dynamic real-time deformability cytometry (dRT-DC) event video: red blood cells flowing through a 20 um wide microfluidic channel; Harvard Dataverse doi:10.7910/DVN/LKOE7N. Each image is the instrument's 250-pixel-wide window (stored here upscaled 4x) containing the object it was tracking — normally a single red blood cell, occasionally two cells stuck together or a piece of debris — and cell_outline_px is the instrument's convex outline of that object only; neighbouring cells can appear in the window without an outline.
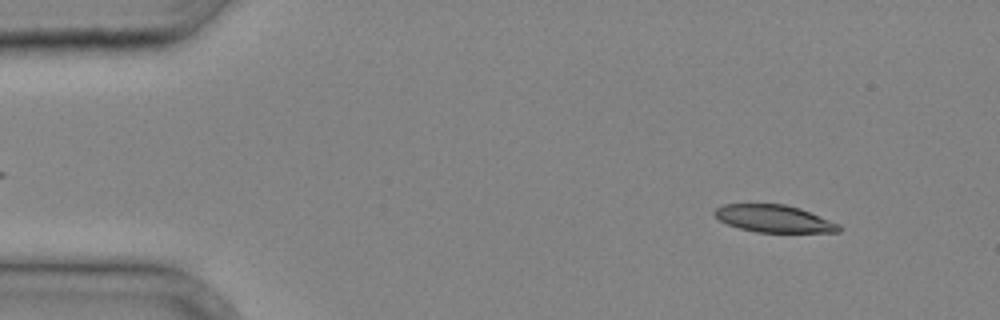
{"species": "common noctule bat (a hibernating species)", "species_latin": "Nyctalus noctula", "temperature_condition": "cold", "stored_images_in_passage": 35, "camera_frame_rate_fps": 3000, "um_per_image_px": 0.085, "animal": {"sex": "male", "body_mass_g": 20.4}, "frame": {"image": 1, "passage_image": 3, "time_ms": 0.667, "image_size_px": [1000, 320], "cell_outline_px": [[840, 232], [756, 232], [740, 228], [728, 224], [720, 220], [712, 212], [716, 208], [724, 204], [784, 204], [800, 208], [840, 224]], "centroid_in_image_um": [65.79, 18.58], "position_along_channel_um": 19.2, "area_um2": 19.65}}
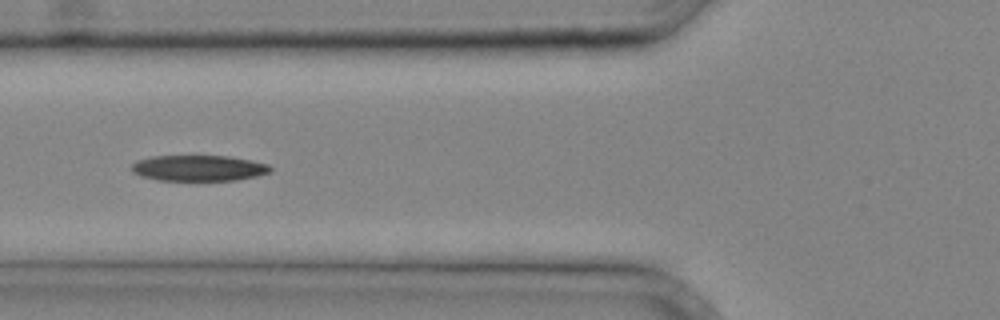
{"frame": {"image": 2, "passage_image": 13, "time_ms": 4.0, "image_size_px": [1000, 320], "cell_outline_px": [[272, 172], [256, 176], [236, 180], [156, 180], [140, 176], [132, 172], [132, 164], [136, 160], [152, 156], [228, 156], [252, 160], [268, 164], [272, 168]], "centroid_in_image_um": [16.88, 14.28], "position_along_channel_um": 108.9, "area_um2": 20.98}}
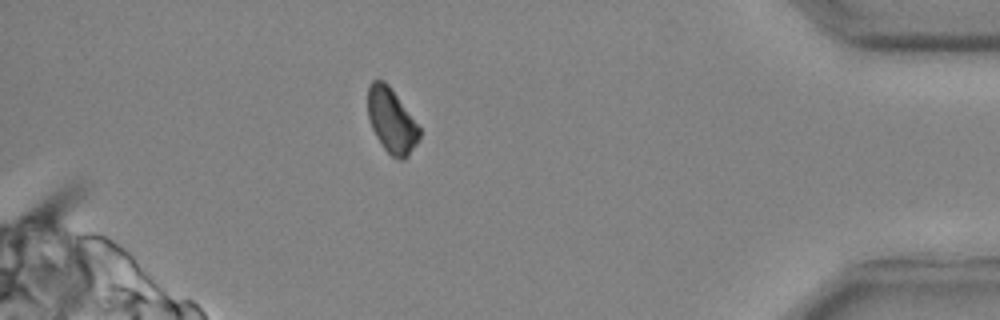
{"frame": {"image": 3, "passage_image": 32, "time_ms": 10.333, "image_size_px": [1000, 320], "cell_outline_px": [[420, 140], [408, 156], [404, 160], [400, 160], [392, 156], [384, 148], [376, 136], [368, 120], [368, 84], [372, 80], [384, 80], [388, 84], [420, 128]], "centroid_in_image_um": [33.28, 10.26], "position_along_channel_um": 401.9, "area_um2": 19.36}}